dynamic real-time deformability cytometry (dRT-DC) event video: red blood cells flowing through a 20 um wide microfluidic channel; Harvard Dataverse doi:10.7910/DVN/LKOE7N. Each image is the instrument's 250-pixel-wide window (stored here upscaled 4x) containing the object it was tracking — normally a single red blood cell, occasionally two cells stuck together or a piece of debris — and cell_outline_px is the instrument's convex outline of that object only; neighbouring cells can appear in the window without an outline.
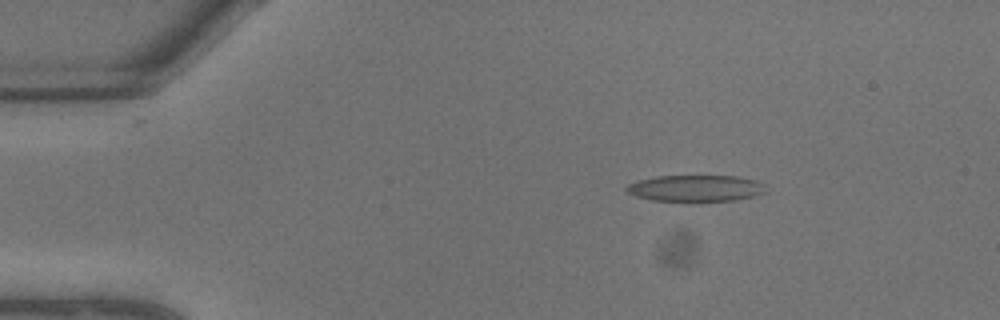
{"species": "common noctule bat (a hibernating species)", "species_latin": "Nyctalus noctula", "temperature_condition": "warm", "stored_images_in_passage": 7, "camera_frame_rate_fps": 3000, "um_per_image_px": 0.085, "animal": {"sex": "male", "body_mass_g": 13.3}, "frame": {"image": 1, "passage_image": 4, "time_ms": 1.0, "image_size_px": [1000, 320], "cell_outline_px": [[764, 192], [752, 196], [732, 200], [652, 200], [636, 196], [628, 192], [624, 188], [628, 184], [640, 180], [656, 176], [736, 176], [756, 180], [760, 184]], "centroid_in_image_um": [59.06, 15.98], "position_along_channel_um": 25.9, "area_um2": 20.75}}